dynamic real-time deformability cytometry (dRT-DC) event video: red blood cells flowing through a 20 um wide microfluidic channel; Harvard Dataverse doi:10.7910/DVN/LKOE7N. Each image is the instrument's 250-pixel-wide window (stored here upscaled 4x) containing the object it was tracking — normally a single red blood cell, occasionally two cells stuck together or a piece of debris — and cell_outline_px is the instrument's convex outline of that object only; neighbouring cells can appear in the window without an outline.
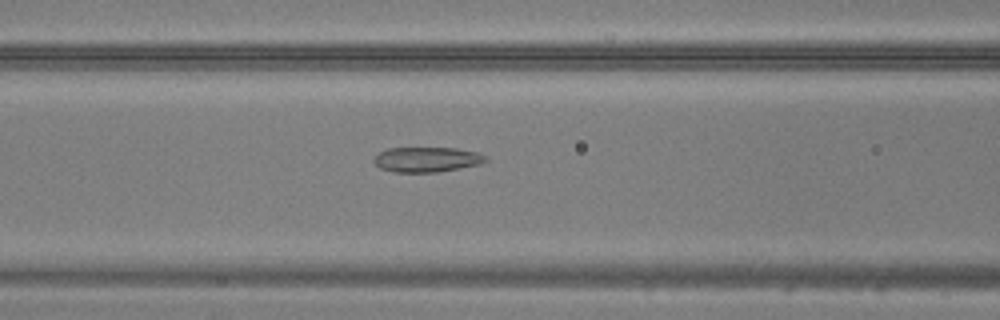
{"species": "common noctule bat (a hibernating species)", "species_latin": "Nyctalus noctula", "temperature_condition": "warm", "stored_images_in_passage": 28, "camera_frame_rate_fps": 3000, "um_per_image_px": 0.085, "animal": {"sex": "male", "body_mass_g": 20.5, "forearm_length_mm": 52.5}, "frame": {"image": 1, "passage_image": 11, "time_ms": 3.333, "image_size_px": [1000, 320], "cell_outline_px": [[488, 160], [480, 164], [436, 172], [396, 172], [380, 168], [372, 160], [380, 152], [388, 148], [456, 148], [476, 152], [484, 156]], "centroid_in_image_um": [36.26, 13.55], "position_along_channel_um": 130.3, "area_um2": 16.07}}
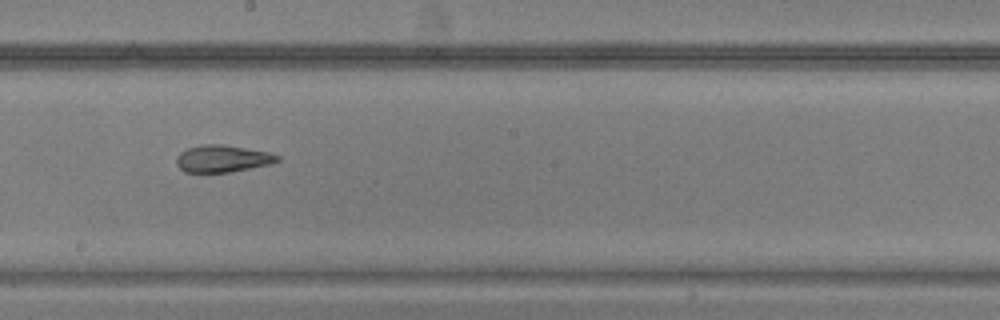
{"frame": {"image": 2, "passage_image": 18, "time_ms": 5.667, "image_size_px": [1000, 320], "cell_outline_px": [[280, 160], [272, 164], [228, 172], [184, 172], [176, 164], [176, 156], [180, 152], [188, 148], [200, 144], [224, 144], [268, 152], [280, 156]], "centroid_in_image_um": [18.9, 13.48], "position_along_channel_um": 229.3, "area_um2": 16.01}}
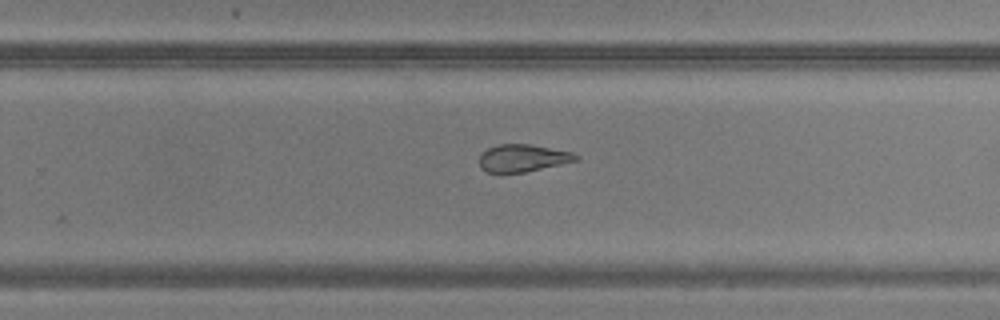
{"frame": {"image": 3, "passage_image": 22, "time_ms": 7.0, "image_size_px": [1000, 320], "cell_outline_px": [[580, 160], [524, 172], [500, 176], [484, 172], [480, 168], [480, 156], [488, 148], [500, 144], [528, 144], [572, 152], [580, 156]], "centroid_in_image_um": [44.39, 13.48], "position_along_channel_um": 285.4, "area_um2": 15.84}}